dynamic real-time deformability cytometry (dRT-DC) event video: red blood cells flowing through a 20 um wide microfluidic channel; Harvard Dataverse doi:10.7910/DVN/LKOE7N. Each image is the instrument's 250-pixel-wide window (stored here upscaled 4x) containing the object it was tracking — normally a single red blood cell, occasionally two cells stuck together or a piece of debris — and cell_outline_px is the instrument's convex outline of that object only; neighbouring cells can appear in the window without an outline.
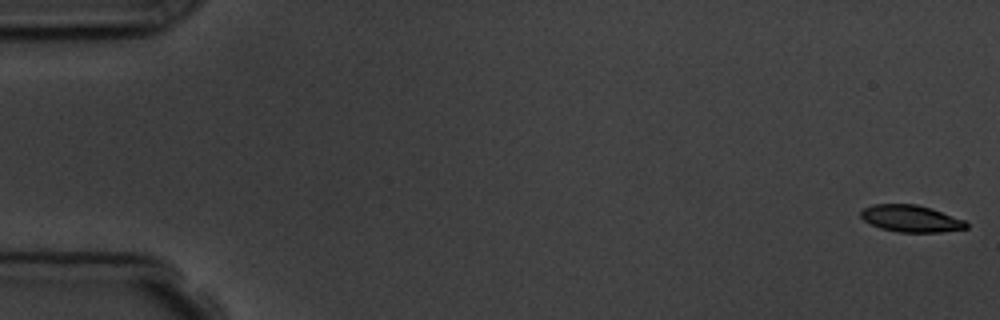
{"species": "common noctule bat (a hibernating species)", "species_latin": "Nyctalus noctula", "temperature_condition": "room temperature", "stored_images_in_passage": 5, "camera_frame_rate_fps": 3000, "um_per_image_px": 0.085, "animal": {"sex": "male", "body_mass_g": 19.5, "forearm_length_mm": 54.6}, "frame": {"image": 1, "passage_image": 1, "time_ms": 0.0, "image_size_px": [1000, 320], "cell_outline_px": [[968, 228], [940, 232], [896, 232], [880, 228], [864, 220], [860, 216], [860, 212], [864, 208], [872, 204], [916, 204], [932, 208], [964, 220], [968, 224]], "centroid_in_image_um": [77.42, 18.57], "position_along_channel_um": 7.6, "area_um2": 16.53}}
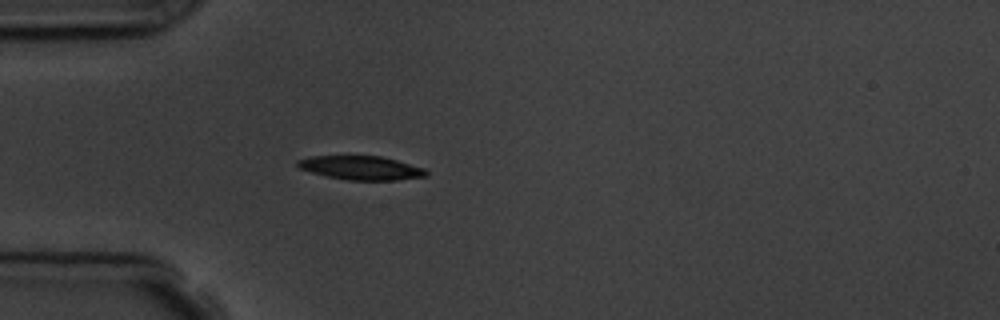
{"frame": {"image": 2, "passage_image": 5, "time_ms": 5.0, "image_size_px": [1000, 320], "cell_outline_px": [[428, 176], [396, 180], [348, 180], [328, 176], [312, 172], [300, 168], [296, 164], [296, 160], [308, 156], [380, 156], [396, 160], [424, 168], [428, 172]], "centroid_in_image_um": [30.69, 14.26], "position_along_channel_um": 54.3, "area_um2": 17.74}}